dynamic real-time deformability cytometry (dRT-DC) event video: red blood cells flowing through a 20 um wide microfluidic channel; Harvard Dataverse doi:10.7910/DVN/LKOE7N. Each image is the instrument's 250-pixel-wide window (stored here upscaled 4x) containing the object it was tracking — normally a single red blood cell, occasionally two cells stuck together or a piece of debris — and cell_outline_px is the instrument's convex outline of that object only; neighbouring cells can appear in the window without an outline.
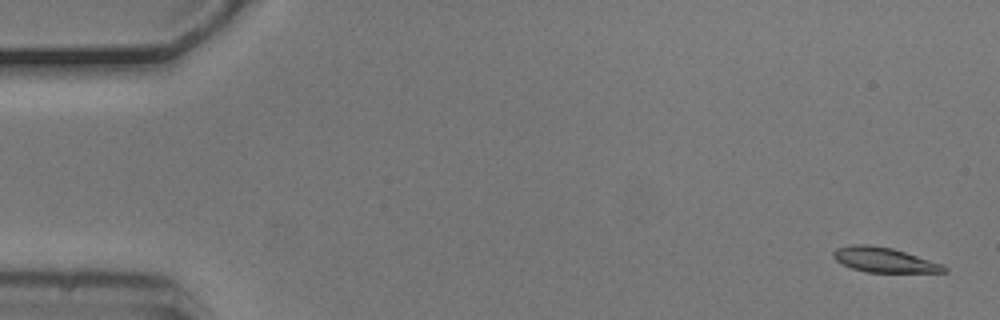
{"species": "common noctule bat (a hibernating species)", "species_latin": "Nyctalus noctula", "temperature_condition": "cold", "stored_images_in_passage": 5, "camera_frame_rate_fps": 3000, "um_per_image_px": 0.085, "animal": {"sex": "male", "body_mass_g": 20.5, "forearm_length_mm": 52.5}, "frame": {"image": 1, "passage_image": 1, "time_ms": 0.0, "image_size_px": [1000, 320], "cell_outline_px": [[948, 272], [868, 272], [852, 268], [836, 260], [832, 256], [832, 252], [836, 248], [852, 244], [868, 244], [892, 248], [944, 264], [948, 268]], "centroid_in_image_um": [75.17, 22.08], "position_along_channel_um": 9.8, "area_um2": 16.01}}
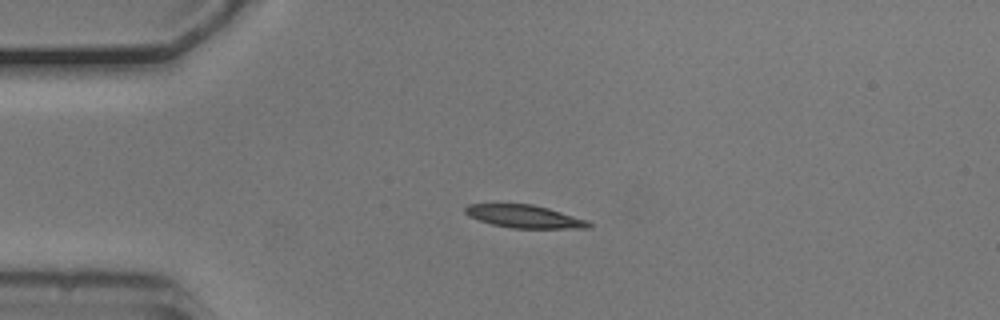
{"frame": {"image": 2, "passage_image": 4, "time_ms": 1.0, "image_size_px": [1000, 320], "cell_outline_px": [[592, 228], [512, 228], [492, 224], [468, 216], [464, 212], [464, 208], [468, 204], [532, 204], [548, 208], [588, 220], [592, 224]], "centroid_in_image_um": [44.59, 18.4], "position_along_channel_um": 40.4, "area_um2": 16.42}}